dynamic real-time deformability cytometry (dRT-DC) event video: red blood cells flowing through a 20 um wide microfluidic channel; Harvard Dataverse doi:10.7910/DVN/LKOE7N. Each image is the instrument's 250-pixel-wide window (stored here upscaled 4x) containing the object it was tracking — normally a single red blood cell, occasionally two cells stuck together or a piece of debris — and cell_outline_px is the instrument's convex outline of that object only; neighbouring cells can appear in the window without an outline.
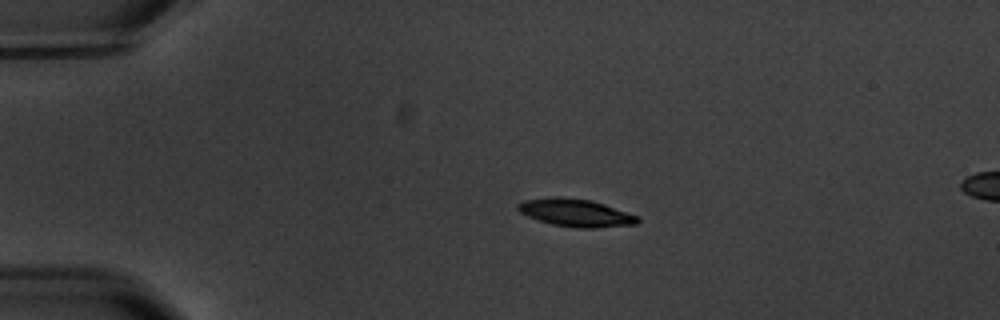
{"species": "common noctule bat (a hibernating species)", "species_latin": "Nyctalus noctula", "temperature_condition": "warm", "stored_images_in_passage": 5, "camera_frame_rate_fps": 3000, "um_per_image_px": 0.085, "animal": {"sex": "male", "body_mass_g": 20.1, "forearm_length_mm": 53.5}, "frame": {"image": 1, "passage_image": 3, "time_ms": 2.333, "image_size_px": [1000, 320], "cell_outline_px": [[640, 220], [636, 224], [596, 228], [576, 228], [552, 224], [528, 216], [520, 212], [516, 208], [516, 204], [524, 200], [552, 196], [560, 196], [592, 200], [604, 204], [636, 216]], "centroid_in_image_um": [48.89, 18.07], "position_along_channel_um": 36.1, "area_um2": 19.25}}